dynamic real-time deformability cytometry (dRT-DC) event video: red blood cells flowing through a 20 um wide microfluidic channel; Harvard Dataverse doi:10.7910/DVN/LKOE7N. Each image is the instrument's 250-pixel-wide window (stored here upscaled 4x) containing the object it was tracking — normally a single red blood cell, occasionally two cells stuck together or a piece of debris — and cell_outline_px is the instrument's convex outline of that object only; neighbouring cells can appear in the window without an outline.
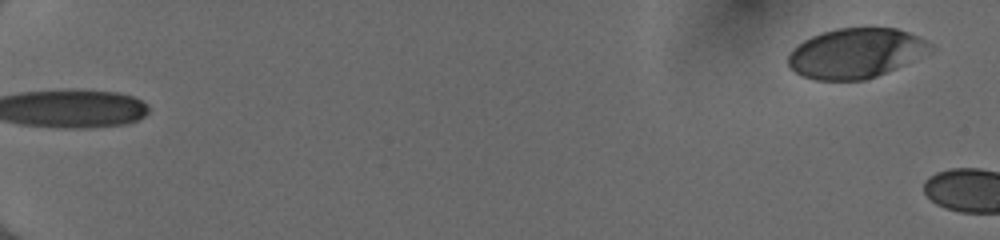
{"species": "human", "species_latin": "Homo sapiens", "temperature_condition": "cold", "stored_images_in_passage": 5, "camera_frame_rate_fps": 3000, "um_per_image_px": 0.085, "donor": {"sex": "female"}, "frame": {"image": 1, "passage_image": 1, "time_ms": 0.0, "image_size_px": [1000, 240], "cell_outline_px": [[936, 48], [896, 68], [876, 76], [864, 80], [816, 80], [804, 76], [796, 72], [788, 64], [788, 56], [804, 40], [812, 36], [836, 28], [896, 28], [908, 32], [932, 44]], "centroid_in_image_um": [72.75, 4.52], "position_along_channel_um": 12.2, "area_um2": 40.69}}